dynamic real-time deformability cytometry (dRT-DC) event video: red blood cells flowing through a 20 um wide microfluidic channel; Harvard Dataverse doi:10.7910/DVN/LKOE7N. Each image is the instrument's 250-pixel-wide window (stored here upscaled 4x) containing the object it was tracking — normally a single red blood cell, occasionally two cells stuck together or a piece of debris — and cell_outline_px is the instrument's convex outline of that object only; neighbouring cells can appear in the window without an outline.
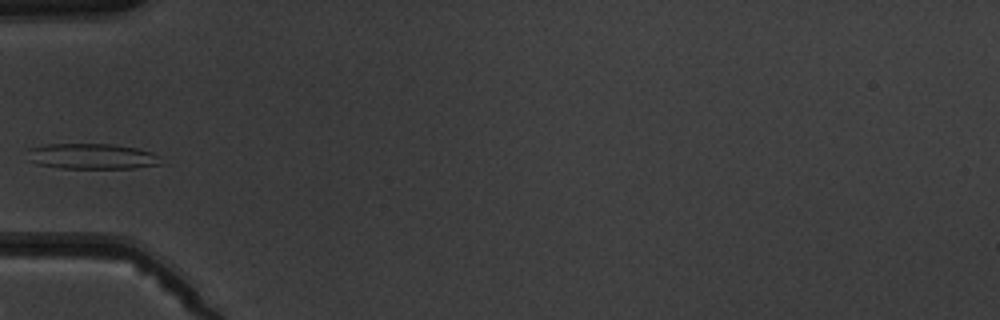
{"species": "common noctule bat (a hibernating species)", "species_latin": "Nyctalus noctula", "temperature_condition": "warm", "stored_images_in_passage": 3, "camera_frame_rate_fps": 3000, "um_per_image_px": 0.085, "animal": {"sex": "male", "body_mass_g": 19.5, "forearm_length_mm": 54.6}, "frame": {"image": 1, "passage_image": 2, "time_ms": 2.0, "image_size_px": [1000, 320], "cell_outline_px": [[160, 164], [132, 168], [60, 168], [36, 164], [28, 160], [28, 148], [44, 144], [112, 144], [136, 148], [152, 152], [160, 156]], "centroid_in_image_um": [7.76, 13.28], "position_along_channel_um": 77.2, "area_um2": 19.94}}